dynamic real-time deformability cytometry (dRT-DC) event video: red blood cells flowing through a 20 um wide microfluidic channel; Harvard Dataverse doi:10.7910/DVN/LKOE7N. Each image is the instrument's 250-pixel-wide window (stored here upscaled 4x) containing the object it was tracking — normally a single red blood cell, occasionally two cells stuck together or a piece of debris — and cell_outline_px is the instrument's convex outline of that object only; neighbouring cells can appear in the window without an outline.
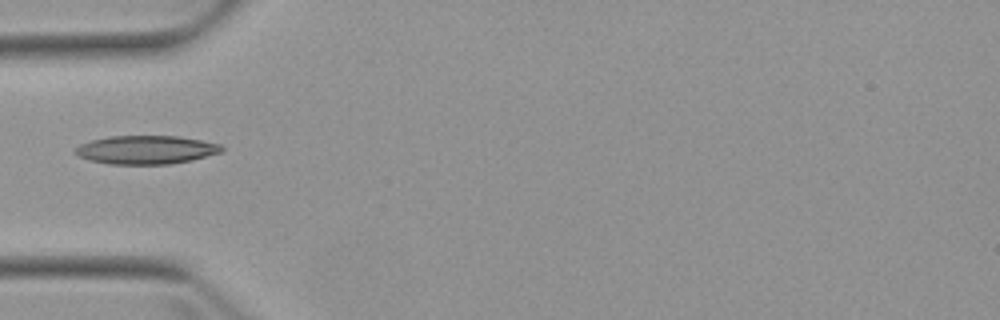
{"species": "Egyptian fruit bat (a non-hibernating species)", "species_latin": "Rousettus aegyptiacus", "temperature_condition": "warm", "stored_images_in_passage": 5, "camera_frame_rate_fps": 3000, "um_per_image_px": 0.085, "animal": {"sex": "female"}, "frame": {"image": 1, "passage_image": 5, "time_ms": 5.333, "image_size_px": [1000, 320], "cell_outline_px": [[224, 152], [192, 160], [168, 164], [108, 164], [92, 160], [80, 156], [72, 152], [80, 144], [92, 140], [108, 136], [176, 136], [200, 140], [220, 144], [224, 148]], "centroid_in_image_um": [12.44, 12.73], "position_along_channel_um": 72.6, "area_um2": 24.28}}